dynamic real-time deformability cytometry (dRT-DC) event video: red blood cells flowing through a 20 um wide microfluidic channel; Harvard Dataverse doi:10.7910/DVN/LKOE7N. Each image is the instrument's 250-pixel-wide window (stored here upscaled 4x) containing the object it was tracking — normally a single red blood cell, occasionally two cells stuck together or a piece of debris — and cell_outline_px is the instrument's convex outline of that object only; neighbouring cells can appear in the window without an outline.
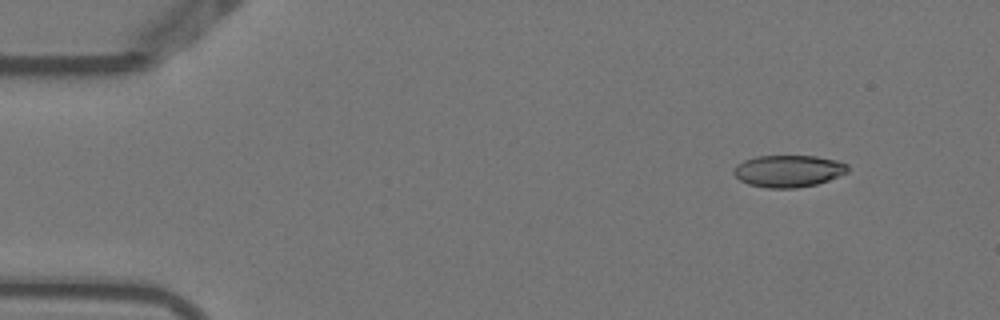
{"species": "Egyptian fruit bat (a non-hibernating species)", "species_latin": "Rousettus aegyptiacus", "temperature_condition": "warm", "stored_images_in_passage": 2, "camera_frame_rate_fps": 3000, "um_per_image_px": 0.085, "animal": {"sex": "female"}, "frame": {"image": 1, "passage_image": 2, "time_ms": 0.333, "image_size_px": [1000, 320], "cell_outline_px": [[848, 172], [828, 180], [816, 184], [796, 188], [768, 188], [748, 184], [740, 180], [732, 172], [736, 164], [744, 160], [756, 156], [816, 156], [836, 160], [848, 164]], "centroid_in_image_um": [67.0, 14.53], "position_along_channel_um": 18.0, "area_um2": 21.27}}